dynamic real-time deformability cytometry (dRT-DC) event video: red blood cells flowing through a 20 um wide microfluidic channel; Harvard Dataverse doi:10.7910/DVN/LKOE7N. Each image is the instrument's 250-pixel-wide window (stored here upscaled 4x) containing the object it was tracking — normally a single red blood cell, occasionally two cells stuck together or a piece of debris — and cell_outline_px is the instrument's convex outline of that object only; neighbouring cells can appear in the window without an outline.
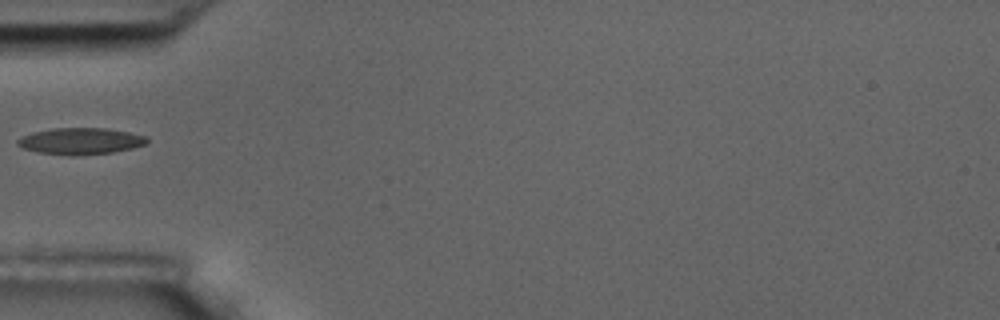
{"species": "common noctule bat (a hibernating species)", "species_latin": "Nyctalus noctula", "temperature_condition": "room temperature", "stored_images_in_passage": 13, "camera_frame_rate_fps": 3000, "um_per_image_px": 0.085, "animal": {"sex": "male", "body_mass_g": 17.5, "forearm_length_mm": 52.3}, "frame": {"image": 1, "passage_image": 1, "time_ms": 0.0, "image_size_px": [1000, 320], "cell_outline_px": [[148, 140], [144, 144], [132, 148], [112, 152], [72, 156], [68, 156], [36, 152], [20, 148], [16, 144], [16, 140], [20, 136], [32, 132], [52, 128], [104, 128], [128, 132], [148, 136]], "centroid_in_image_um": [6.76, 12.0], "position_along_channel_um": 78.2, "area_um2": 20.23}}
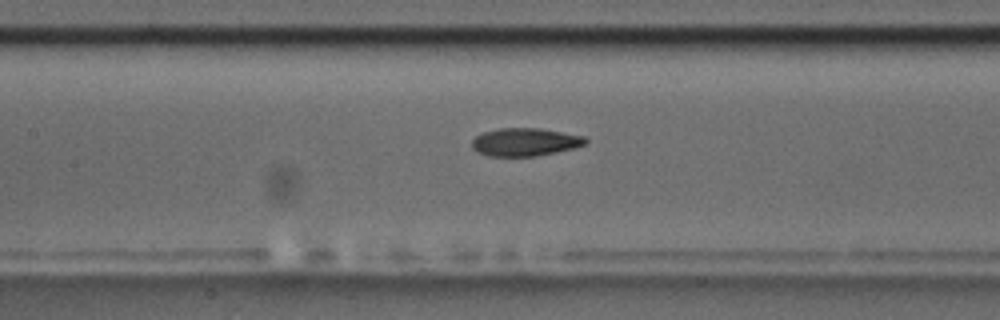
{"frame": {"image": 2, "passage_image": 8, "time_ms": 2.333, "image_size_px": [1000, 320], "cell_outline_px": [[588, 140], [584, 144], [572, 148], [556, 152], [536, 156], [488, 156], [476, 152], [472, 148], [472, 140], [476, 136], [484, 132], [500, 128], [540, 128], [584, 136]], "centroid_in_image_um": [44.59, 12.07], "position_along_channel_um": 162.8, "area_um2": 18.44}}
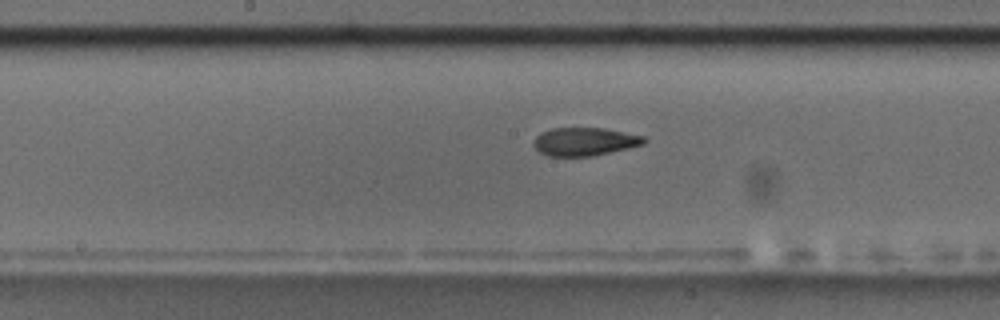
{"frame": {"image": 3, "passage_image": 11, "time_ms": 3.333, "image_size_px": [1000, 320], "cell_outline_px": [[648, 140], [644, 144], [628, 148], [592, 156], [548, 156], [540, 152], [532, 144], [536, 136], [540, 132], [552, 128], [604, 128], [644, 136]], "centroid_in_image_um": [49.68, 12.03], "position_along_channel_um": 198.5, "area_um2": 18.15}}